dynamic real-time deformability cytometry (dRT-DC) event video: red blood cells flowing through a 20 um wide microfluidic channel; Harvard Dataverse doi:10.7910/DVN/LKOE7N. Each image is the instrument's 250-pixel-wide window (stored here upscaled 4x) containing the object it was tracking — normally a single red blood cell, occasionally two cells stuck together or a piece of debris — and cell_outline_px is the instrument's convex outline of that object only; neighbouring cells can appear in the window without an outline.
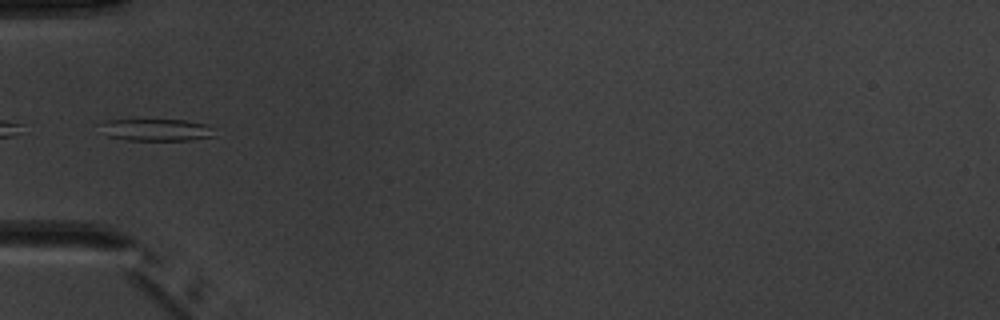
{"species": "common noctule bat (a hibernating species)", "species_latin": "Nyctalus noctula", "temperature_condition": "warm", "stored_images_in_passage": 6, "camera_frame_rate_fps": 3000, "um_per_image_px": 0.085, "animal": {"sex": "male", "body_mass_g": 20.1, "forearm_length_mm": 53.5}, "frame": {"image": 1, "passage_image": 5, "time_ms": 4.667, "image_size_px": [1000, 320], "cell_outline_px": [[216, 136], [192, 140], [128, 140], [108, 136], [96, 124], [108, 120], [184, 120], [208, 124], [212, 128]], "centroid_in_image_um": [13.3, 11.04], "position_along_channel_um": 71.7, "area_um2": 14.8}}
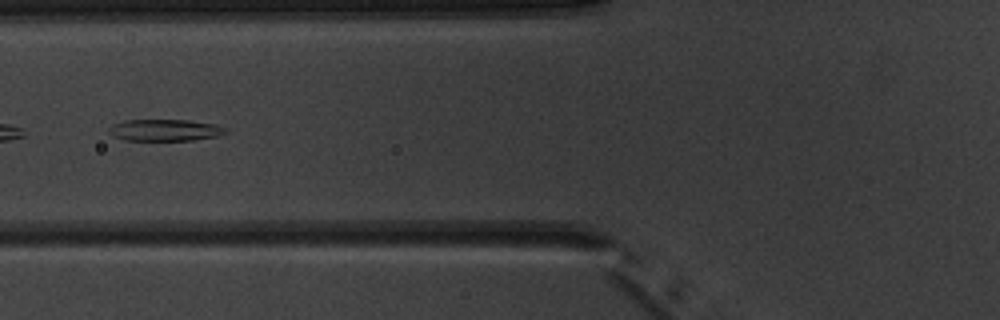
{"frame": {"image": 2, "passage_image": 6, "time_ms": 5.667, "image_size_px": [1000, 320], "cell_outline_px": [[228, 132], [216, 136], [192, 140], [124, 140], [112, 136], [108, 132], [108, 128], [112, 124], [124, 120], [188, 120], [216, 124], [228, 128]], "centroid_in_image_um": [14.0, 11.05], "position_along_channel_um": 111.8, "area_um2": 14.85}}